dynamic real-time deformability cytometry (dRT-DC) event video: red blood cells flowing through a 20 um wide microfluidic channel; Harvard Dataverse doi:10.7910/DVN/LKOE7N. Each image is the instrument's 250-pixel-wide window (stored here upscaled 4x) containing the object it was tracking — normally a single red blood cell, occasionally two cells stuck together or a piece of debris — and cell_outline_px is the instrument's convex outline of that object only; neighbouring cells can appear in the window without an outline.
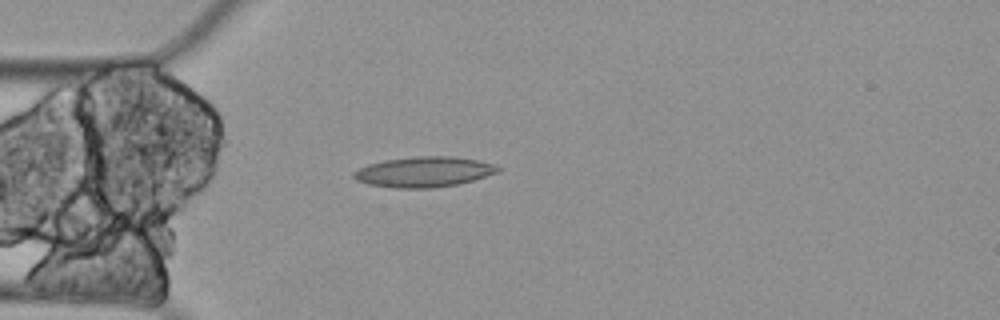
{"species": "Egyptian fruit bat (a non-hibernating species)", "species_latin": "Rousettus aegyptiacus", "temperature_condition": "cold", "stored_images_in_passage": 5, "camera_frame_rate_fps": 3000, "um_per_image_px": 0.085, "animal": {"sex": "female"}, "frame": {"image": 1, "passage_image": 5, "time_ms": 1.333, "image_size_px": [1000, 320], "cell_outline_px": [[504, 168], [500, 172], [472, 180], [456, 184], [432, 188], [396, 188], [368, 184], [356, 180], [352, 176], [352, 172], [368, 164], [384, 160], [416, 156], [456, 156], [476, 160], [492, 164]], "centroid_in_image_um": [36.03, 14.6], "position_along_channel_um": 49.0, "area_um2": 25.55}}